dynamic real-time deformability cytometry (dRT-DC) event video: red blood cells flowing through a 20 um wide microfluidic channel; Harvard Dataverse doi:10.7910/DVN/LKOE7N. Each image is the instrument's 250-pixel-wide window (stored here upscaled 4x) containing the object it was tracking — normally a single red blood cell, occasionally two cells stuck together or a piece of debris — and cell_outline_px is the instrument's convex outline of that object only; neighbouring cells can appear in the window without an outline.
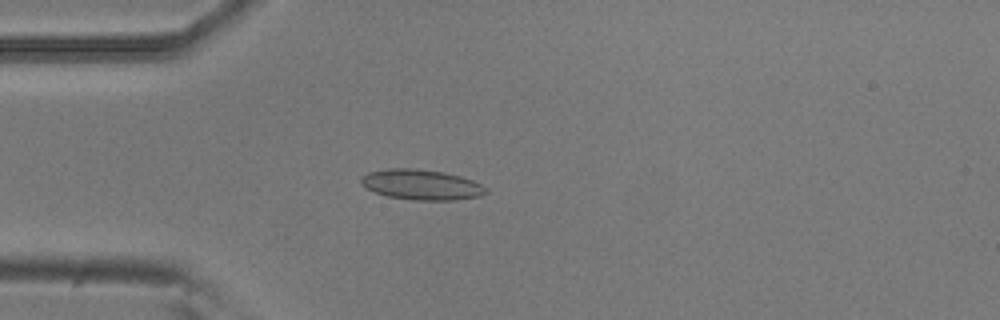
{"species": "common noctule bat (a hibernating species)", "species_latin": "Nyctalus noctula", "temperature_condition": "room temperature", "stored_images_in_passage": 53, "camera_frame_rate_fps": 3000, "um_per_image_px": 0.085, "animal": {"sex": "male", "body_mass_g": 20.5, "forearm_length_mm": 52.5}, "frame": {"image": 1, "passage_image": 14, "time_ms": 4.333, "image_size_px": [1000, 320], "cell_outline_px": [[488, 192], [480, 196], [452, 200], [416, 200], [388, 196], [376, 192], [360, 184], [360, 180], [368, 172], [388, 168], [416, 168], [444, 172], [460, 176], [472, 180], [488, 188]], "centroid_in_image_um": [35.84, 15.69], "position_along_channel_um": 49.2, "area_um2": 21.96}}
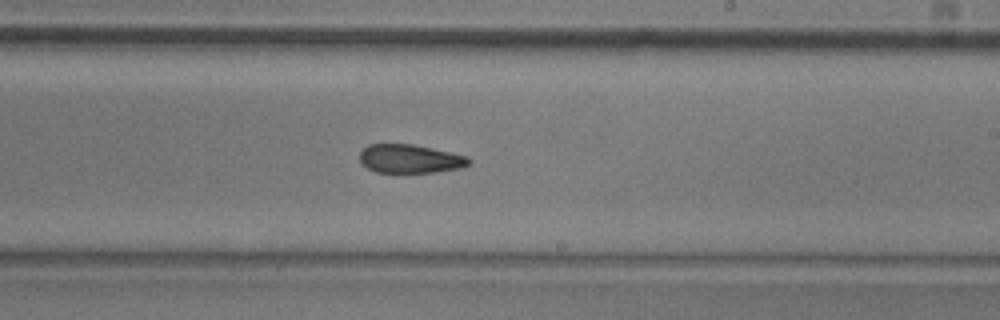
{"frame": {"image": 2, "passage_image": 31, "time_ms": 10.0, "image_size_px": [1000, 320], "cell_outline_px": [[472, 160], [468, 164], [460, 168], [436, 172], [400, 176], [376, 172], [368, 168], [360, 160], [360, 152], [368, 144], [412, 144], [432, 148], [468, 156]], "centroid_in_image_um": [34.84, 13.55], "position_along_channel_um": 254.2, "area_um2": 18.96}}
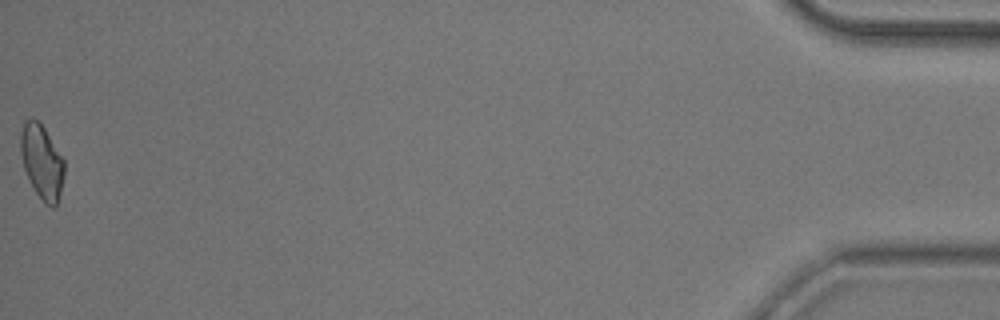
{"frame": {"image": 3, "passage_image": 53, "time_ms": 17.333, "image_size_px": [1000, 320], "cell_outline_px": [[64, 176], [56, 208], [52, 208], [44, 204], [36, 192], [24, 168], [20, 152], [20, 132], [24, 120], [32, 116], [44, 128], [64, 160]], "centroid_in_image_um": [3.55, 13.75], "position_along_channel_um": 431.7, "area_um2": 18.84}, "authors_computed_cell_mechanics": {"area_um2": 19.2474, "velocity_mm_per_s": 3.7877, "shape_relaxation_time_tau1_ms": 8.0531, "shape_relaxation_time_tau2_ms": 3.249, "deformation_change_tau1": 0.1642, "deformation_change_tau2": 0.0939}}